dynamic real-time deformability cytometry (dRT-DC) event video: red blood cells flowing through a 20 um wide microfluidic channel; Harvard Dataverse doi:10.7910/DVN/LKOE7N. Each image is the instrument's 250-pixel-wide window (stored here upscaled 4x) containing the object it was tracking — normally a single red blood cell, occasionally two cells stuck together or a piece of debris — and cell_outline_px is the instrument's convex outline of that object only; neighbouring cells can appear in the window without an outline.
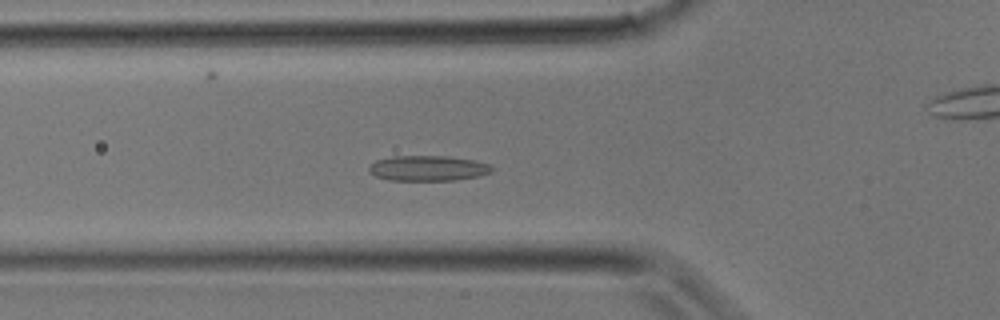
{"species": "common noctule bat (a hibernating species)", "species_latin": "Nyctalus noctula", "temperature_condition": "room temperature", "stored_images_in_passage": 29, "camera_frame_rate_fps": 3000, "um_per_image_px": 0.085, "animal": {"sex": "male", "body_mass_g": 17.9}, "frame": {"image": 1, "passage_image": 7, "time_ms": 2.0, "image_size_px": [1000, 320], "cell_outline_px": [[496, 168], [492, 172], [476, 176], [456, 180], [388, 180], [376, 176], [368, 172], [368, 168], [376, 160], [392, 156], [448, 156], [472, 160], [488, 164]], "centroid_in_image_um": [36.37, 14.3], "position_along_channel_um": 89.4, "area_um2": 18.09}}
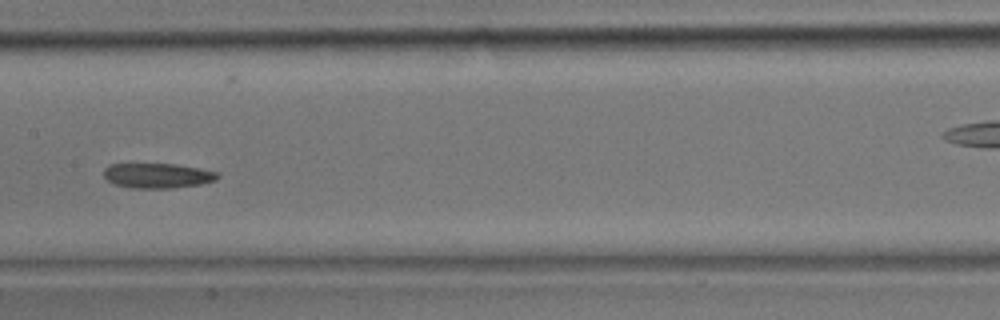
{"frame": {"image": 2, "passage_image": 12, "time_ms": 3.667, "image_size_px": [1000, 320], "cell_outline_px": [[220, 176], [216, 180], [200, 184], [172, 188], [132, 188], [116, 184], [108, 180], [104, 176], [104, 168], [108, 164], [176, 164], [220, 172]], "centroid_in_image_um": [13.41, 14.92], "position_along_channel_um": 194.0, "area_um2": 16.53}}
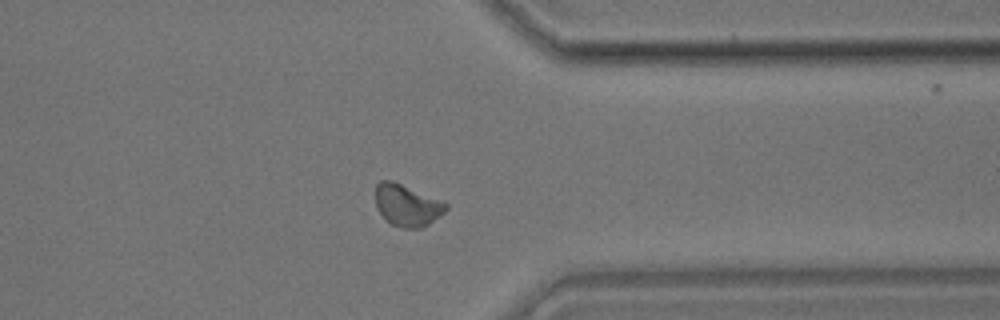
{"frame": {"image": 3, "passage_image": 21, "time_ms": 6.667, "image_size_px": [1000, 320], "cell_outline_px": [[448, 208], [440, 216], [428, 224], [420, 228], [400, 228], [392, 224], [376, 208], [376, 184], [380, 180], [392, 180], [448, 204]], "centroid_in_image_um": [34.58, 17.45], "position_along_channel_um": 376.8, "area_um2": 16.82}}